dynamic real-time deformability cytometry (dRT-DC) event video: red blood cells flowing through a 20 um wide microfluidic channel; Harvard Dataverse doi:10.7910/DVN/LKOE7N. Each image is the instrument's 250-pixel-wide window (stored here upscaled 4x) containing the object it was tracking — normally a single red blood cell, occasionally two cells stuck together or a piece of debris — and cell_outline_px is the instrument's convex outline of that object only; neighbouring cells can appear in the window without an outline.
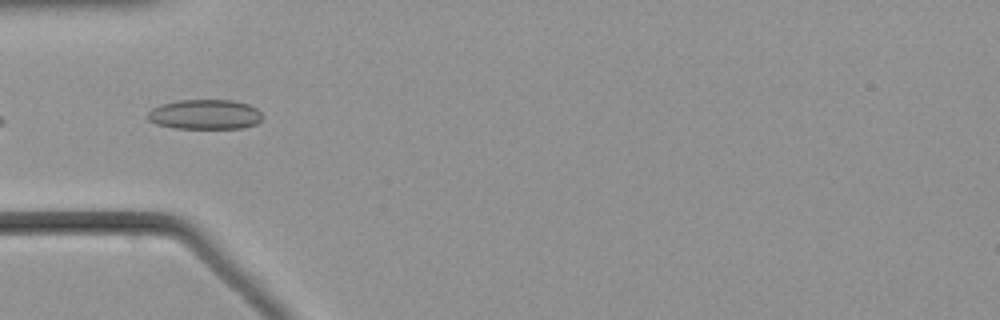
{"species": "common noctule bat (a hibernating species)", "species_latin": "Nyctalus noctula", "temperature_condition": "warm", "stored_images_in_passage": 4, "camera_frame_rate_fps": 3000, "um_per_image_px": 0.085, "animal": {"sex": "male", "body_mass_g": 21.5, "forearm_length_mm": 52.0}, "frame": {"image": 1, "passage_image": 2, "time_ms": 0.333, "image_size_px": [1000, 320], "cell_outline_px": [[264, 116], [256, 124], [244, 128], [172, 128], [156, 124], [148, 120], [148, 112], [152, 108], [160, 104], [180, 100], [232, 100], [248, 104], [256, 108]], "centroid_in_image_um": [17.42, 9.73], "position_along_channel_um": 67.6, "area_um2": 20.06}}